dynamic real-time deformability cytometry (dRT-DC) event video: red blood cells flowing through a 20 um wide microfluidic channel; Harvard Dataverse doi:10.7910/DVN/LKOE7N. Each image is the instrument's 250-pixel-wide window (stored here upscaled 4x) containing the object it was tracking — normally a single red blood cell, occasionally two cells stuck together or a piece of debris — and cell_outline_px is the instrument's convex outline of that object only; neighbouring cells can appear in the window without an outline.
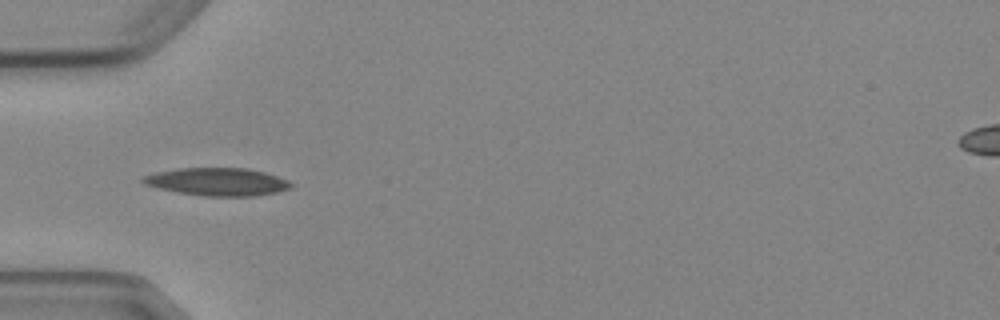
{"species": "Egyptian fruit bat (a non-hibernating species)", "species_latin": "Rousettus aegyptiacus", "temperature_condition": "cold", "stored_images_in_passage": 6, "camera_frame_rate_fps": 3000, "um_per_image_px": 0.085, "animal": {"sex": "female"}, "frame": {"image": 1, "passage_image": 5, "time_ms": 4.667, "image_size_px": [1000, 320], "cell_outline_px": [[292, 188], [276, 192], [256, 196], [204, 196], [180, 192], [160, 188], [144, 184], [140, 180], [144, 176], [156, 172], [176, 168], [248, 168], [264, 172], [288, 180], [292, 184]], "centroid_in_image_um": [18.49, 15.44], "position_along_channel_um": 66.5, "area_um2": 23.87}}
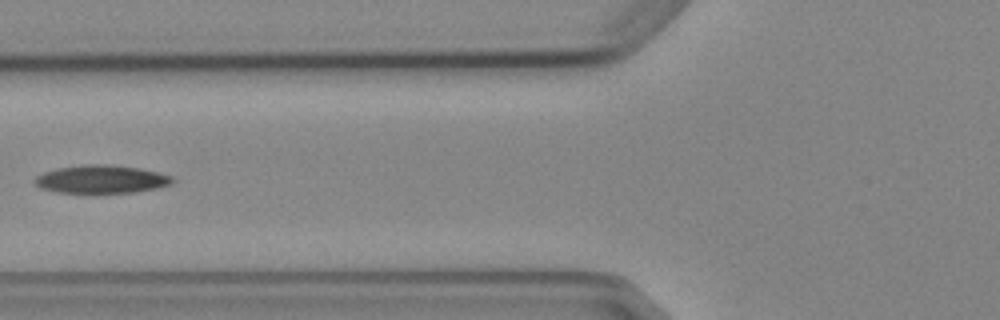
{"frame": {"image": 2, "passage_image": 6, "time_ms": 6.0, "image_size_px": [1000, 320], "cell_outline_px": [[176, 180], [172, 184], [156, 188], [132, 192], [56, 192], [40, 188], [32, 180], [36, 176], [44, 172], [56, 168], [84, 164], [108, 164], [140, 168], [172, 176]], "centroid_in_image_um": [8.6, 15.22], "position_along_channel_um": 117.2, "area_um2": 22.48}}